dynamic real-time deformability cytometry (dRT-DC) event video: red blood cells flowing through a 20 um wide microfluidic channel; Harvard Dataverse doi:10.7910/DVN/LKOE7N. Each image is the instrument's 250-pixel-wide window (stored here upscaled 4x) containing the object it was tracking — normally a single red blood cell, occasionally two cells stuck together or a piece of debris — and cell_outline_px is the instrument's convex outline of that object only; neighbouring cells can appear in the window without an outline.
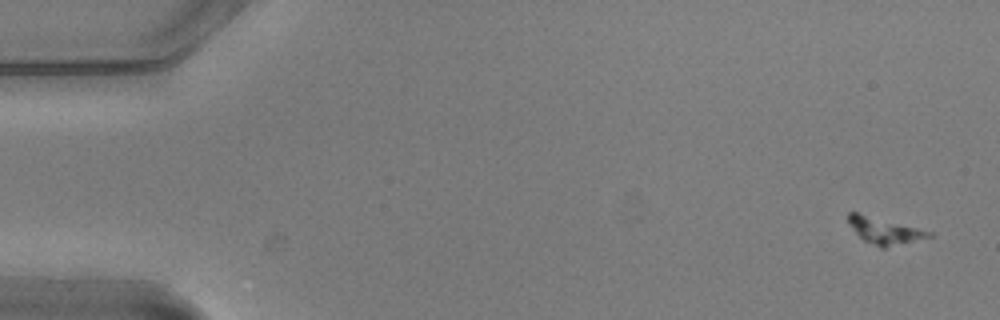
{"species": "common noctule bat (a hibernating species)", "species_latin": "Nyctalus noctula", "temperature_condition": "warm", "stored_images_in_passage": 5, "camera_frame_rate_fps": 3000, "um_per_image_px": 0.085, "animal": {"sex": "male", "body_mass_g": 20.5, "forearm_length_mm": 52.5}, "frame": {"image": 1, "passage_image": 1, "time_ms": 0.0, "image_size_px": [1000, 320], "cell_outline_px": [[932, 236], [884, 248], [880, 248], [864, 240], [848, 224], [848, 212], [856, 212], [932, 232]], "centroid_in_image_um": [75.15, 19.61], "position_along_channel_um": 9.9, "area_um2": 11.96}}
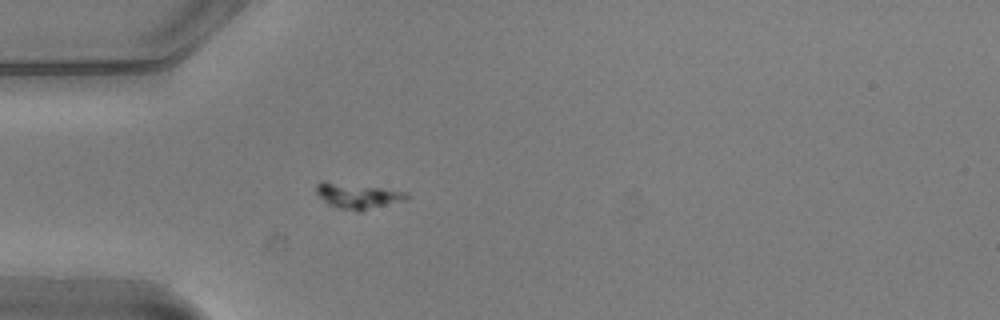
{"frame": {"image": 2, "passage_image": 5, "time_ms": 1.333, "image_size_px": [1000, 320], "cell_outline_px": [[412, 196], [408, 200], [360, 212], [356, 212], [340, 208], [328, 204], [316, 192], [316, 184], [320, 180], [324, 180], [408, 192]], "centroid_in_image_um": [30.45, 16.65], "position_along_channel_um": 54.6, "area_um2": 13.64}}